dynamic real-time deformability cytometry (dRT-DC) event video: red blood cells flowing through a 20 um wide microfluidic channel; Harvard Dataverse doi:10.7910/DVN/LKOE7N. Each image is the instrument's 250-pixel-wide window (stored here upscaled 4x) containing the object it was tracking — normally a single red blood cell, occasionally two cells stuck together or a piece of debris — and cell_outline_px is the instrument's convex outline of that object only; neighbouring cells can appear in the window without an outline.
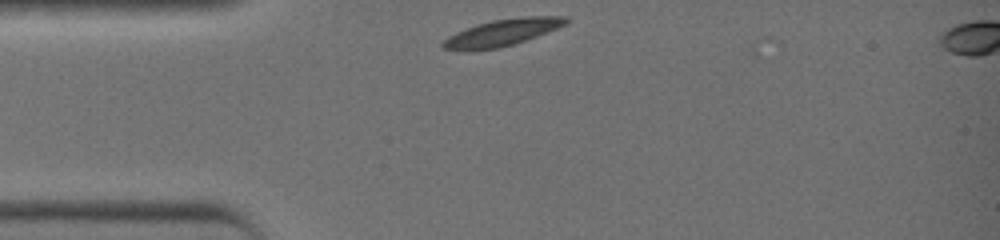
{"species": "common noctule bat (a hibernating species)", "species_latin": "Nyctalus noctula", "temperature_condition": "warm", "stored_images_in_passage": 27, "camera_frame_rate_fps": 3000, "um_per_image_px": 0.085, "animal": {"sex": "female", "body_mass_g": 19.0, "forearm_length_mm": 51.5}, "frame": {"image": 1, "passage_image": 1, "time_ms": 0.0, "image_size_px": [1000, 240], "cell_outline_px": [[568, 20], [564, 24], [556, 28], [536, 36], [512, 44], [496, 48], [444, 48], [440, 44], [448, 36], [456, 32], [476, 24], [492, 20], [524, 16], [568, 16]], "centroid_in_image_um": [42.73, 2.71], "position_along_channel_um": 42.3, "area_um2": 18.26}}
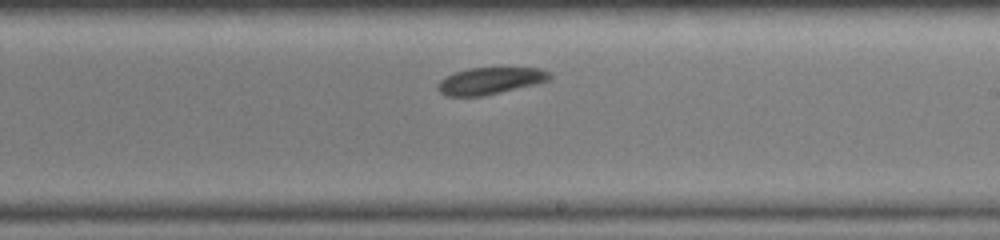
{"frame": {"image": 2, "passage_image": 16, "time_ms": 5.0, "image_size_px": [1000, 240], "cell_outline_px": [[552, 80], [536, 84], [484, 96], [448, 96], [440, 92], [436, 88], [436, 84], [440, 80], [456, 72], [468, 68], [540, 68], [552, 72]], "centroid_in_image_um": [41.71, 6.87], "position_along_channel_um": 247.3, "area_um2": 17.63}}
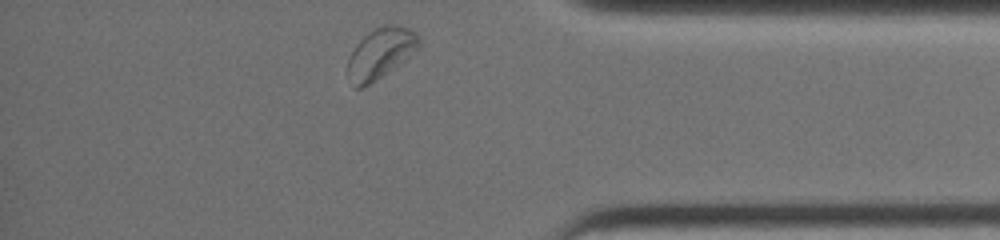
{"frame": {"image": 3, "passage_image": 27, "time_ms": 8.667, "image_size_px": [1000, 240], "cell_outline_px": [[420, 44], [404, 60], [368, 84], [360, 88], [356, 88], [348, 68], [348, 60], [356, 44], [368, 32], [384, 24], [396, 24], [408, 28], [416, 32], [420, 36]], "centroid_in_image_um": [32.38, 4.45], "position_along_channel_um": 402.8, "area_um2": 20.17}, "authors_computed_cell_mechanics": {"area_um2": 19.074, "velocity_mm_per_s": 4.4805, "shape_relaxation_time_tau1_ms": 3.5595, "shape_relaxation_time_tau2_ms": null, "deformation_change_tau1": 0.1332, "deformation_change_tau2": null}}